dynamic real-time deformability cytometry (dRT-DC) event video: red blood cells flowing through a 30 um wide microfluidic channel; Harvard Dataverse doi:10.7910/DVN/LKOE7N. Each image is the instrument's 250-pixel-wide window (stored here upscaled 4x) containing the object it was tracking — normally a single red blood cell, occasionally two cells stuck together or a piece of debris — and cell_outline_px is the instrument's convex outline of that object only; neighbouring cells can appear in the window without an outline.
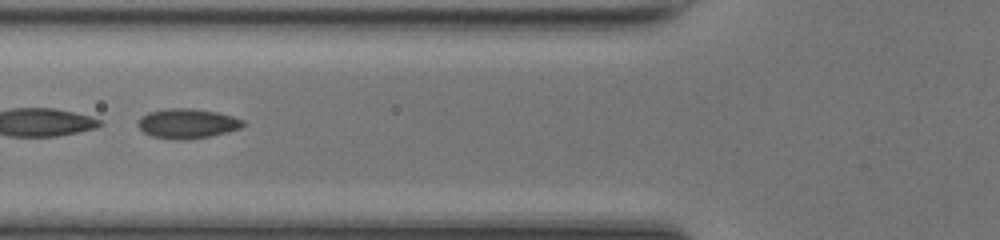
{"species": "common noctule bat (a hibernating species)", "species_latin": "Nyctalus noctula", "temperature_condition": "room temperature", "stored_images_in_passage": 48, "segment_of_instrument_passage": [2, 2], "camera_frame_rate_fps": 3000, "um_per_image_px": 0.085, "animal": {"sex": "female", "body_mass_g": 17.0, "forearm_length_mm": 48.0}, "frame": {"image": 1, "passage_image": 19, "time_ms": 6.0, "image_size_px": [1000, 240], "cell_outline_px": [[248, 124], [240, 128], [228, 132], [212, 136], [180, 140], [172, 140], [152, 136], [144, 132], [136, 124], [140, 116], [148, 112], [168, 108], [192, 108], [216, 112], [232, 116], [244, 120]], "centroid_in_image_um": [15.92, 10.5], "position_along_channel_um": 109.9, "area_um2": 18.44}}
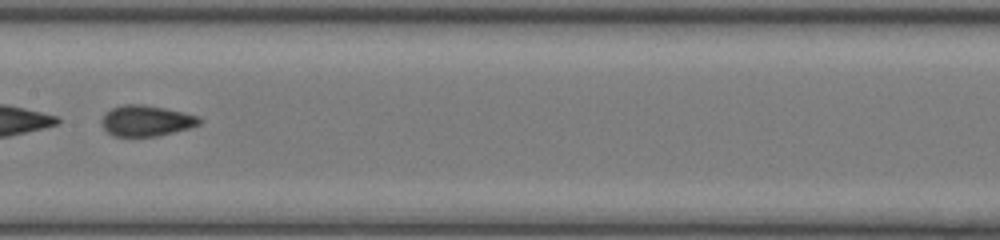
{"frame": {"image": 2, "passage_image": 25, "time_ms": 8.0, "image_size_px": [1000, 240], "cell_outline_px": [[204, 120], [200, 124], [188, 128], [156, 136], [112, 136], [104, 128], [100, 120], [104, 112], [112, 108], [124, 104], [140, 104], [164, 108], [184, 112], [200, 116]], "centroid_in_image_um": [12.43, 10.25], "position_along_channel_um": 195.0, "area_um2": 17.63}}